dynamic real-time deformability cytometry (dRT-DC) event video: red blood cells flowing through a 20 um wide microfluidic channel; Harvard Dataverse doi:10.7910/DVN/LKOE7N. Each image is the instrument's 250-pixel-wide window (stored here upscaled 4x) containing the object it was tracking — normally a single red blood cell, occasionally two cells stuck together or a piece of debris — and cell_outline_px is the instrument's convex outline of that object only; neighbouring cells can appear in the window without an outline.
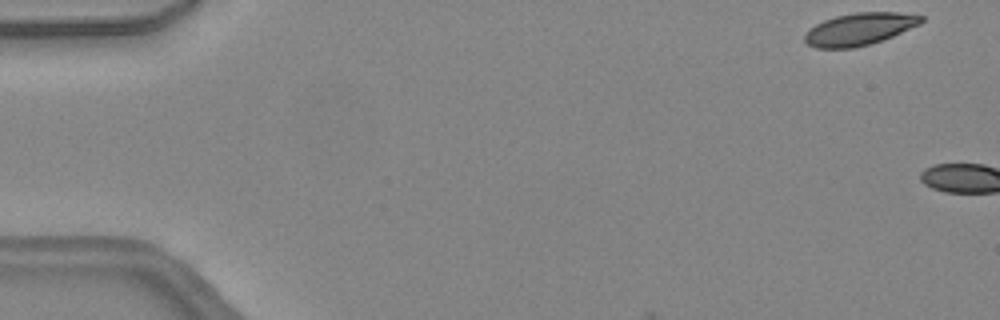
{"species": "common noctule bat (a hibernating species)", "species_latin": "Nyctalus noctula", "temperature_condition": "warm", "stored_images_in_passage": 8, "camera_frame_rate_fps": 3000, "um_per_image_px": 0.085, "animal": {"sex": "female", "body_mass_g": 24.6, "forearm_length_mm": 56.2}, "frame": {"image": 1, "passage_image": 1, "time_ms": 0.0, "image_size_px": [1000, 320], "cell_outline_px": [[924, 20], [920, 24], [892, 36], [868, 44], [852, 48], [816, 48], [808, 44], [804, 40], [804, 32], [808, 28], [824, 20], [836, 16], [856, 12], [896, 12], [924, 16]], "centroid_in_image_um": [73.02, 2.46], "position_along_channel_um": 12.0, "area_um2": 21.79}}